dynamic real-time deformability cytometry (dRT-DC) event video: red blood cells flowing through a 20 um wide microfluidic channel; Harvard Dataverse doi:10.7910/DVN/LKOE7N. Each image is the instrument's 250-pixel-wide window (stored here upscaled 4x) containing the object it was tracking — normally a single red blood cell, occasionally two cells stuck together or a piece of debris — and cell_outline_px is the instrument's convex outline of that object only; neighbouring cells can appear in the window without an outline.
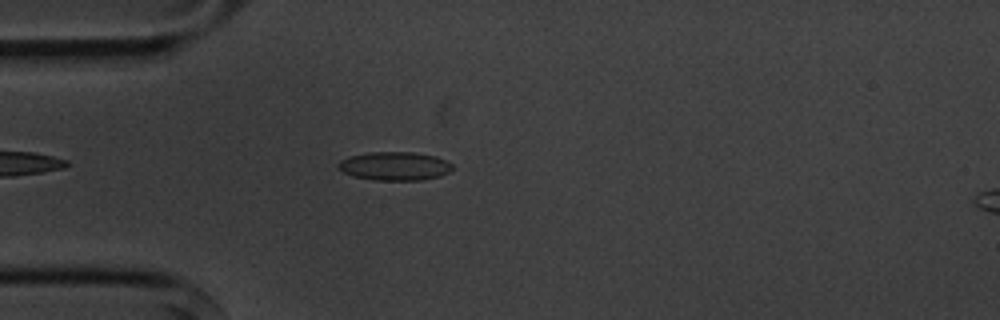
{"species": "common noctule bat (a hibernating species)", "species_latin": "Nyctalus noctula", "temperature_condition": "cold", "stored_images_in_passage": 4, "camera_frame_rate_fps": 3000, "um_per_image_px": 0.085, "animal": {"sex": "male", "body_mass_g": 20.1, "forearm_length_mm": 53.5}, "frame": {"image": 1, "passage_image": 2, "time_ms": 1.333, "image_size_px": [1000, 320], "cell_outline_px": [[456, 168], [440, 176], [420, 180], [376, 180], [352, 176], [344, 172], [336, 164], [340, 160], [348, 156], [368, 152], [412, 152], [436, 156], [448, 160]], "centroid_in_image_um": [33.57, 14.11], "position_along_channel_um": 51.4, "area_um2": 19.19}}
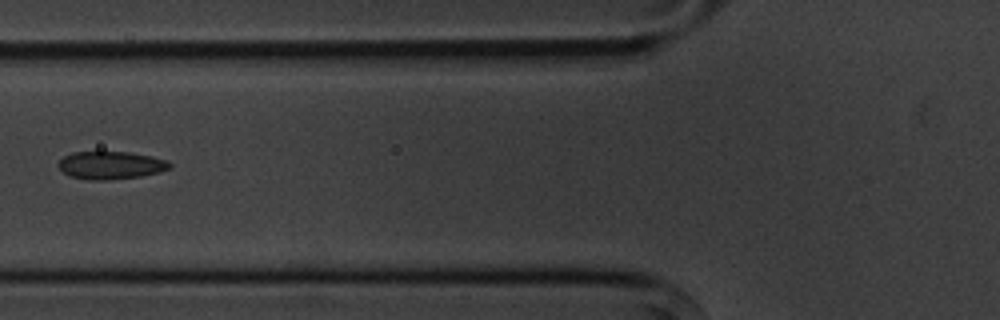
{"frame": {"image": 2, "passage_image": 4, "time_ms": 3.333, "image_size_px": [1000, 320], "cell_outline_px": [[172, 168], [160, 172], [140, 176], [108, 180], [88, 180], [72, 176], [64, 172], [56, 164], [64, 156], [72, 152], [128, 152], [152, 156], [168, 160], [172, 164]], "centroid_in_image_um": [9.45, 14.04], "position_along_channel_um": 116.3, "area_um2": 18.09}}